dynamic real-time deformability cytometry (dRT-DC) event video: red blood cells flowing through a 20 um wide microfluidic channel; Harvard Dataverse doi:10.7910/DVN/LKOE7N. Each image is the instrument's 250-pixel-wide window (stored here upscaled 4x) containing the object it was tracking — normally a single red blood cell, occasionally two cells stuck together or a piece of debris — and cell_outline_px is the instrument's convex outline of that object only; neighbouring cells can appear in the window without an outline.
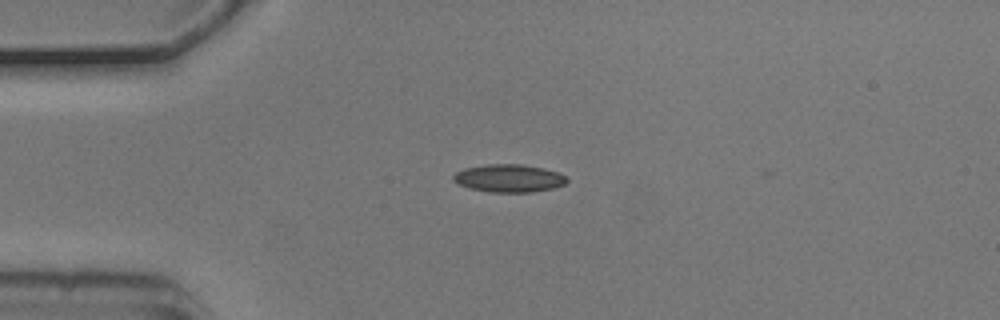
{"species": "common noctule bat (a hibernating species)", "species_latin": "Nyctalus noctula", "temperature_condition": "cold", "stored_images_in_passage": 1, "camera_frame_rate_fps": 3000, "um_per_image_px": 0.085, "animal": {"sex": "male", "body_mass_g": 20.5, "forearm_length_mm": 52.5}, "frame": {"image": 1, "passage_image": 1, "time_ms": 0.0, "image_size_px": [1000, 320], "cell_outline_px": [[568, 180], [564, 184], [552, 188], [532, 192], [488, 192], [468, 188], [452, 180], [452, 176], [456, 172], [464, 168], [488, 164], [520, 164], [544, 168], [556, 172], [564, 176]], "centroid_in_image_um": [43.22, 15.15], "position_along_channel_um": 41.8, "area_um2": 18.32}}